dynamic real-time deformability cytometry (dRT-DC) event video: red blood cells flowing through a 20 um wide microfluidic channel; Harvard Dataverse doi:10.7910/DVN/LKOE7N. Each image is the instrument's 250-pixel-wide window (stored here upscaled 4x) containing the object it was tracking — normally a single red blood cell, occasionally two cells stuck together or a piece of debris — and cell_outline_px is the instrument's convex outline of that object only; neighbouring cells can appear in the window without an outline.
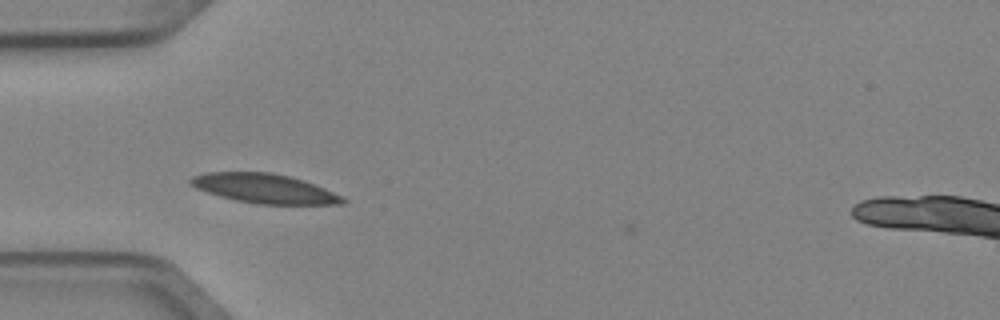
{"species": "Egyptian fruit bat (a non-hibernating species)", "species_latin": "Rousettus aegyptiacus", "temperature_condition": "cold", "stored_images_in_passage": 5, "camera_frame_rate_fps": 3000, "um_per_image_px": 0.085, "animal": {"sex": "female"}, "frame": {"image": 1, "passage_image": 4, "time_ms": 1.0, "image_size_px": [1000, 320], "cell_outline_px": [[348, 200], [344, 204], [256, 204], [236, 200], [220, 196], [196, 188], [188, 184], [188, 180], [192, 176], [208, 172], [268, 172], [288, 176], [304, 180], [344, 196]], "centroid_in_image_um": [22.49, 16.02], "position_along_channel_um": 62.5, "area_um2": 26.07}}
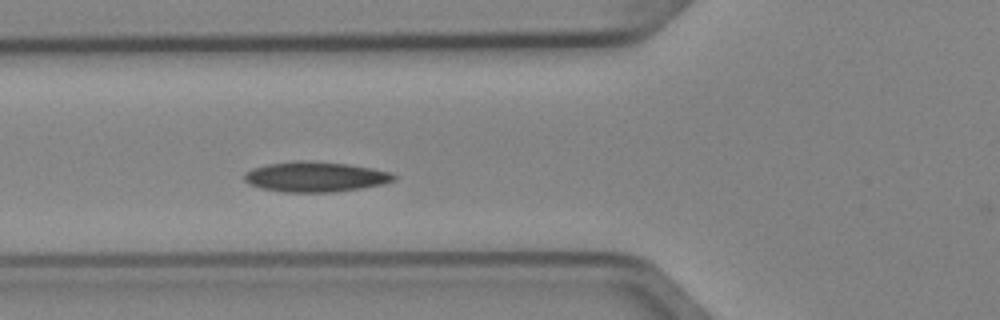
{"frame": {"image": 2, "passage_image": 5, "time_ms": 1.333, "image_size_px": [1000, 320], "cell_outline_px": [[396, 180], [384, 184], [360, 188], [332, 192], [284, 192], [260, 188], [244, 180], [244, 172], [252, 168], [268, 164], [296, 160], [312, 160], [348, 164], [372, 168], [392, 172], [396, 176]], "centroid_in_image_um": [26.82, 15.01], "position_along_channel_um": 99.0, "area_um2": 26.47}}